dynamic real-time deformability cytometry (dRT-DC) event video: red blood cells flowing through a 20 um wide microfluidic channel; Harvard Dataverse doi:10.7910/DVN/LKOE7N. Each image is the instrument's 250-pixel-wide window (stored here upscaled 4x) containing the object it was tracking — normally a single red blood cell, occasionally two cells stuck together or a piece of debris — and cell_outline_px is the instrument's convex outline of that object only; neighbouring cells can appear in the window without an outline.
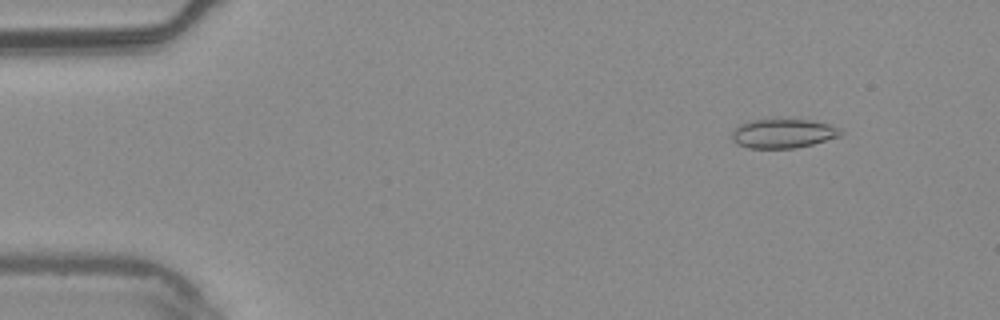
{"species": "common noctule bat (a hibernating species)", "species_latin": "Nyctalus noctula", "temperature_condition": "warm", "stored_images_in_passage": 5, "camera_frame_rate_fps": 3000, "um_per_image_px": 0.085, "animal": {"sex": "male", "body_mass_g": 20.4}, "frame": {"image": 1, "passage_image": 2, "time_ms": 0.333, "image_size_px": [1000, 320], "cell_outline_px": [[844, 132], [840, 136], [812, 144], [796, 148], [748, 148], [736, 144], [732, 140], [732, 132], [740, 124], [748, 120], [812, 120], [828, 124], [840, 128]], "centroid_in_image_um": [66.56, 11.35], "position_along_channel_um": 18.4, "area_um2": 18.44}}
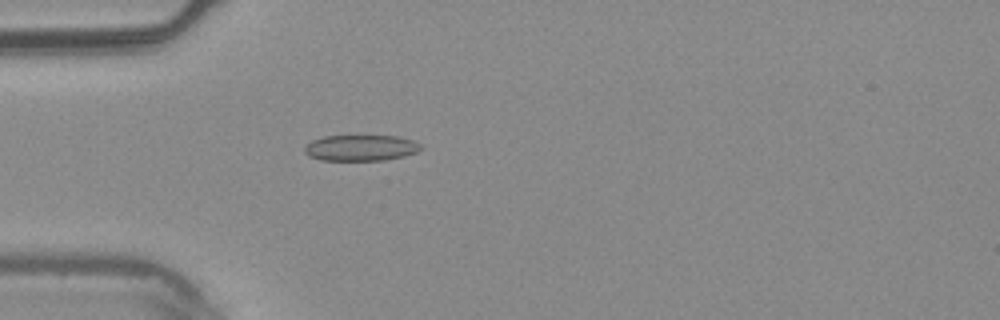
{"frame": {"image": 2, "passage_image": 5, "time_ms": 1.333, "image_size_px": [1000, 320], "cell_outline_px": [[424, 148], [416, 152], [404, 156], [384, 160], [320, 160], [308, 156], [304, 152], [304, 148], [312, 140], [324, 136], [396, 136], [412, 140], [420, 144]], "centroid_in_image_um": [30.66, 12.57], "position_along_channel_um": 54.3, "area_um2": 17.57}}